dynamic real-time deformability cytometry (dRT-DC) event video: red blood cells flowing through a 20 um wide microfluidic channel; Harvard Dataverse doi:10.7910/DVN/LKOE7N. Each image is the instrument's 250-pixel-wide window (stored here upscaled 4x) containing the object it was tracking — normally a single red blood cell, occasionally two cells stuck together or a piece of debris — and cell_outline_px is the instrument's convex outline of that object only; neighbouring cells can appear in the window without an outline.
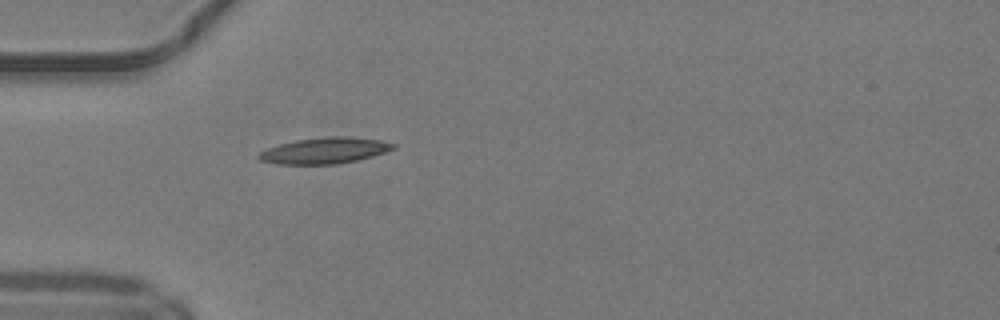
{"species": "common noctule bat (a hibernating species)", "species_latin": "Nyctalus noctula", "temperature_condition": "warm", "stored_images_in_passage": 31, "camera_frame_rate_fps": 3000, "um_per_image_px": 0.085, "animal": {"sex": "male", "body_mass_g": 19.2, "forearm_length_mm": 51.8}, "frame": {"image": 1, "passage_image": 1, "time_ms": 0.0, "image_size_px": [1000, 320], "cell_outline_px": [[396, 148], [372, 156], [356, 160], [336, 164], [276, 164], [260, 160], [256, 156], [260, 152], [268, 148], [280, 144], [296, 140], [328, 136], [344, 136], [380, 140], [396, 144]], "centroid_in_image_um": [27.59, 12.8], "position_along_channel_um": 57.4, "area_um2": 20.29}}
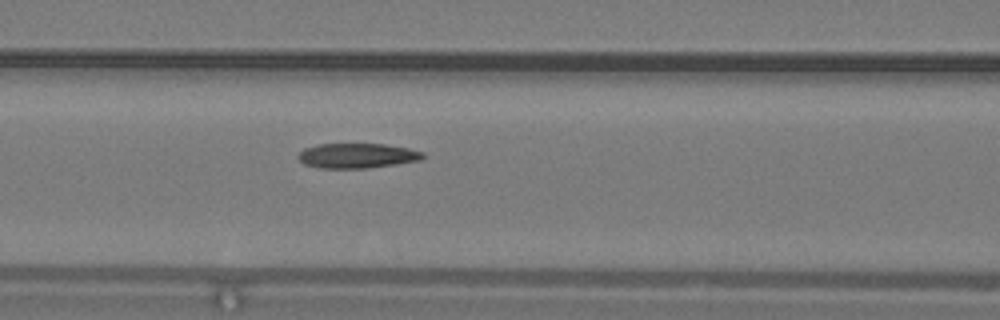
{"frame": {"image": 2, "passage_image": 7, "time_ms": 2.0, "image_size_px": [1000, 320], "cell_outline_px": [[424, 156], [420, 160], [396, 164], [368, 168], [320, 168], [304, 164], [296, 156], [304, 148], [320, 144], [384, 144], [408, 148], [424, 152]], "centroid_in_image_um": [30.35, 13.23], "position_along_channel_um": 136.3, "area_um2": 18.03}}
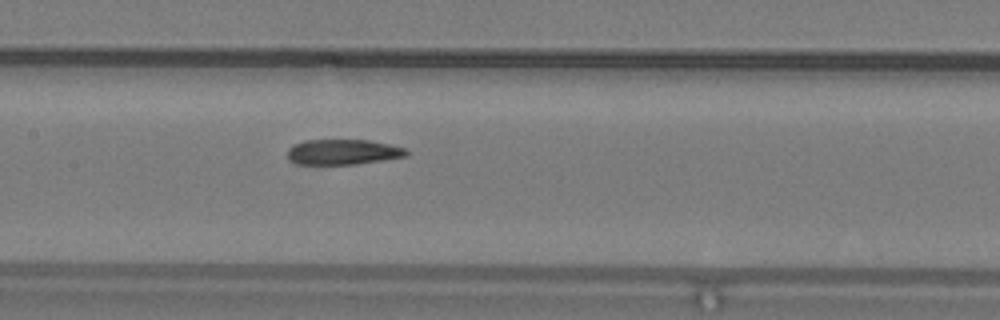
{"frame": {"image": 3, "passage_image": 10, "time_ms": 3.0, "image_size_px": [1000, 320], "cell_outline_px": [[408, 156], [356, 164], [296, 164], [288, 160], [288, 148], [304, 140], [368, 140], [408, 148]], "centroid_in_image_um": [29.16, 12.92], "position_along_channel_um": 178.2, "area_um2": 17.57}, "authors_computed_cell_mechanics": {"area_um2": 18.6694, "velocity_mm_per_s": 4.1925, "shape_relaxation_time_tau1_ms": 7.4295, "shape_relaxation_time_tau2_ms": 2.4322, "deformation_change_tau1": 0.2128, "deformation_change_tau2": 0.0944}}